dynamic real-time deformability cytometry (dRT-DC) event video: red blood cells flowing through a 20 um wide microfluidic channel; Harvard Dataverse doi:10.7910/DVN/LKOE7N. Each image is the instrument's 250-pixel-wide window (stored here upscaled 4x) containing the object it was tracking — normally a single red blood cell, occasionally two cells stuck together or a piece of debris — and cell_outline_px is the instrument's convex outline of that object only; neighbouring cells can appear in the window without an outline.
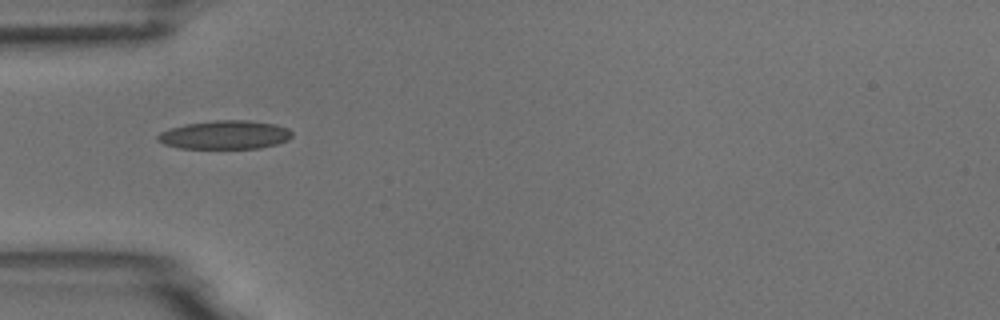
{"species": "common noctule bat (a hibernating species)", "species_latin": "Nyctalus noctula", "temperature_condition": "room temperature", "stored_images_in_passage": 1, "camera_frame_rate_fps": 3000, "um_per_image_px": 0.085, "animal": {"sex": "male", "body_mass_g": 18.8}, "frame": {"image": 1, "passage_image": 1, "time_ms": 0.0, "image_size_px": [1000, 320], "cell_outline_px": [[292, 136], [288, 140], [276, 144], [260, 148], [180, 148], [164, 144], [156, 140], [156, 136], [160, 132], [168, 128], [184, 124], [212, 120], [248, 120], [276, 124], [288, 128], [292, 132]], "centroid_in_image_um": [19.1, 11.45], "position_along_channel_um": 65.9, "area_um2": 22.6}}